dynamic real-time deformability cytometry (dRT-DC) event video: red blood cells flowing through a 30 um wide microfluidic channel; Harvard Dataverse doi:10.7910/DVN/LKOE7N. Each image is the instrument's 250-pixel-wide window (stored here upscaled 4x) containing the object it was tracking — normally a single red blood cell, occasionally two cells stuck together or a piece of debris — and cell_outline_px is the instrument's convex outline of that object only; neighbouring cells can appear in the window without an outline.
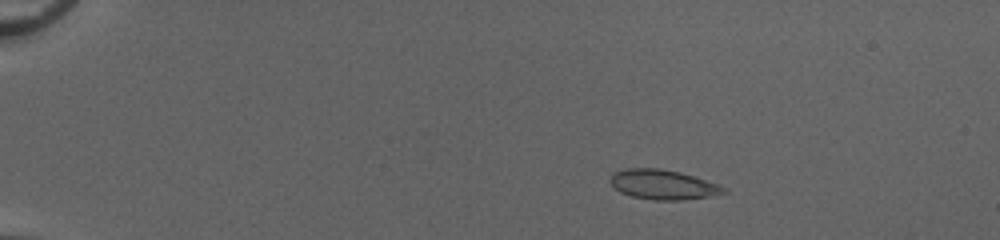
{"species": "common noctule bat (a hibernating species)", "species_latin": "Nyctalus noctula", "temperature_condition": "cold", "stored_images_in_passage": 48, "camera_frame_rate_fps": 3000, "um_per_image_px": 0.085, "animal": {"sex": "female", "body_mass_g": 20.0, "forearm_length_mm": 54.0}, "frame": {"image": 1, "passage_image": 6, "time_ms": 1.667, "image_size_px": [1000, 240], "cell_outline_px": [[728, 192], [712, 196], [684, 200], [656, 200], [632, 196], [620, 192], [608, 180], [612, 172], [624, 168], [660, 168], [680, 172], [728, 188]], "centroid_in_image_um": [56.33, 15.68], "position_along_channel_um": 28.7, "area_um2": 19.71}}
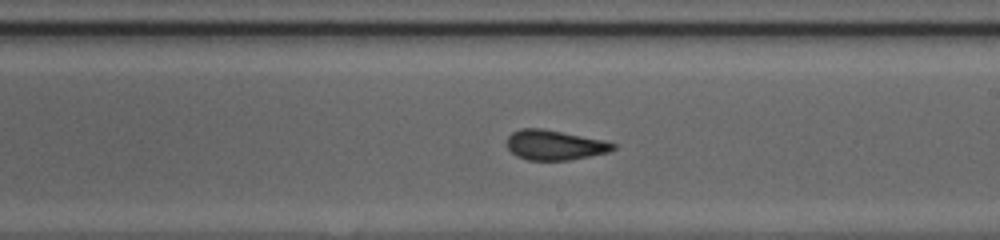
{"frame": {"image": 2, "passage_image": 29, "time_ms": 9.333, "image_size_px": [1000, 240], "cell_outline_px": [[616, 148], [608, 152], [568, 160], [528, 160], [516, 156], [508, 148], [508, 136], [512, 132], [520, 128], [544, 128], [604, 140], [616, 144]], "centroid_in_image_um": [47.14, 12.32], "position_along_channel_um": 241.9, "area_um2": 18.5}}
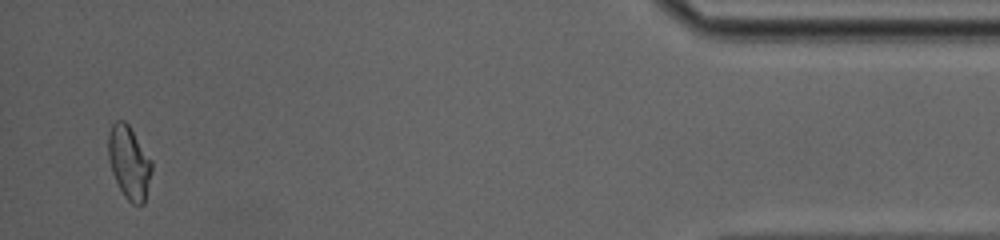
{"frame": {"image": 3, "passage_image": 47, "time_ms": 15.333, "image_size_px": [1000, 240], "cell_outline_px": [[152, 172], [144, 204], [132, 204], [124, 196], [112, 172], [108, 156], [108, 132], [112, 124], [116, 120], [124, 120], [128, 124], [152, 160]], "centroid_in_image_um": [10.98, 13.8], "position_along_channel_um": 424.2, "area_um2": 18.5}, "authors_computed_cell_mechanics": {"area_um2": 18.7561, "velocity_mm_per_s": 4.1168, "shape_relaxation_time_tau1_ms": null, "shape_relaxation_time_tau2_ms": 1.6441, "deformation_change_tau1": null, "deformation_change_tau2": 0.0644}}